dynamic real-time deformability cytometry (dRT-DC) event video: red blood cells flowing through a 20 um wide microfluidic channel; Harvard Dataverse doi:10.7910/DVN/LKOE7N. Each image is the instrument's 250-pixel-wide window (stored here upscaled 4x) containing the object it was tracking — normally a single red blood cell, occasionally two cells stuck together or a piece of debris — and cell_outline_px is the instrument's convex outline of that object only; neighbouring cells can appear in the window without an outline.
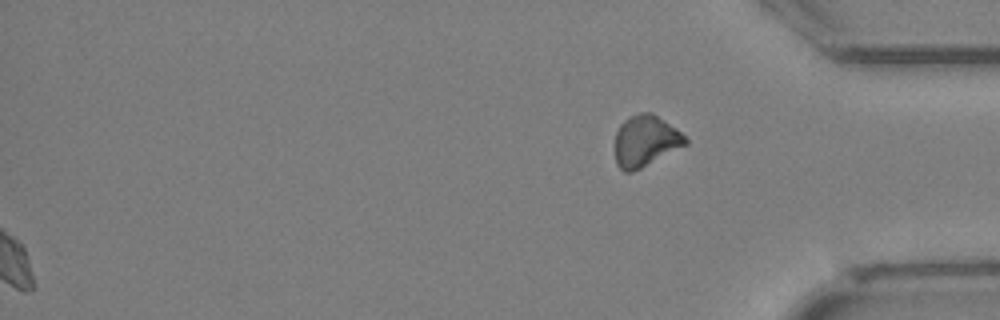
{"species": "Egyptian fruit bat (a non-hibernating species)", "species_latin": "Rousettus aegyptiacus", "temperature_condition": "cold", "stored_images_in_passage": 32, "segment_of_instrument_passage": [2, 2], "camera_frame_rate_fps": 3000, "um_per_image_px": 0.085, "animal": {"sex": "female"}, "frame": {"image": 1, "passage_image": 32, "time_ms": 10.333, "image_size_px": [1000, 320], "cell_outline_px": [[688, 144], [632, 172], [624, 172], [616, 164], [616, 132], [620, 124], [628, 116], [640, 112], [652, 112], [676, 128], [688, 140]], "centroid_in_image_um": [54.86, 11.96], "position_along_channel_um": 380.3, "area_um2": 20.92}}